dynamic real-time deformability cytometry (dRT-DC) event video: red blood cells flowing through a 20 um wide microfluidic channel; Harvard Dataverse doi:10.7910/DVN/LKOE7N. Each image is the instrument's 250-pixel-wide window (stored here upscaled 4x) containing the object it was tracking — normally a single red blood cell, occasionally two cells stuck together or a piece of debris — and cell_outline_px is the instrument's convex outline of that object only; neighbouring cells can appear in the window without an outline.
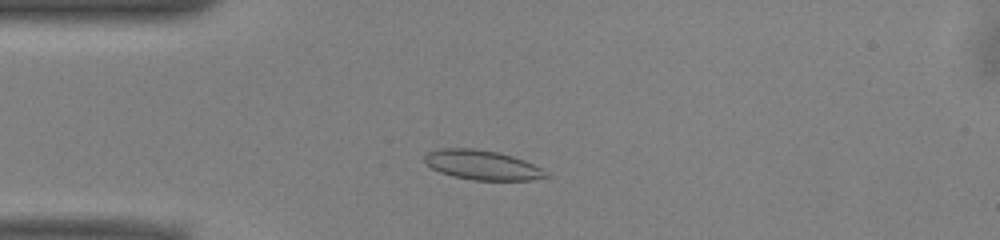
{"species": "common noctule bat (a hibernating species)", "species_latin": "Nyctalus noctula", "temperature_condition": "warm", "stored_images_in_passage": 47, "camera_frame_rate_fps": 3000, "um_per_image_px": 0.085, "animal": {"sex": "male", "body_mass_g": 13.0, "forearm_length_mm": 53.1}, "frame": {"image": 1, "passage_image": 8, "time_ms": 2.333, "image_size_px": [1000, 240], "cell_outline_px": [[552, 176], [532, 180], [472, 180], [452, 176], [440, 172], [432, 168], [424, 160], [424, 156], [428, 152], [440, 148], [476, 148], [496, 152], [512, 156], [524, 160], [540, 168]], "centroid_in_image_um": [40.98, 14.03], "position_along_channel_um": 44.0, "area_um2": 20.87}}
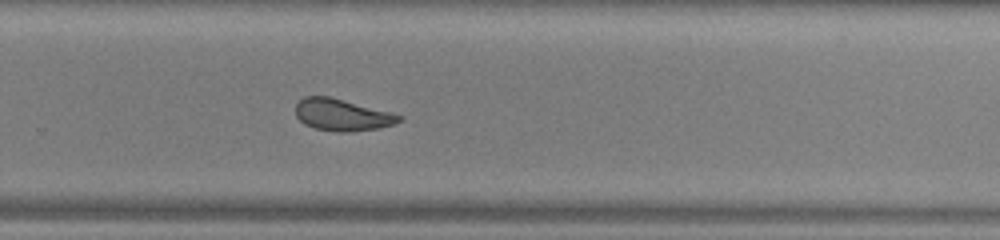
{"frame": {"image": 2, "passage_image": 29, "time_ms": 9.333, "image_size_px": [1000, 240], "cell_outline_px": [[404, 120], [396, 124], [380, 128], [352, 132], [336, 132], [316, 128], [304, 124], [296, 116], [296, 104], [304, 96], [328, 96], [392, 112], [404, 116]], "centroid_in_image_um": [29.14, 9.77], "position_along_channel_um": 300.7, "area_um2": 19.42}}
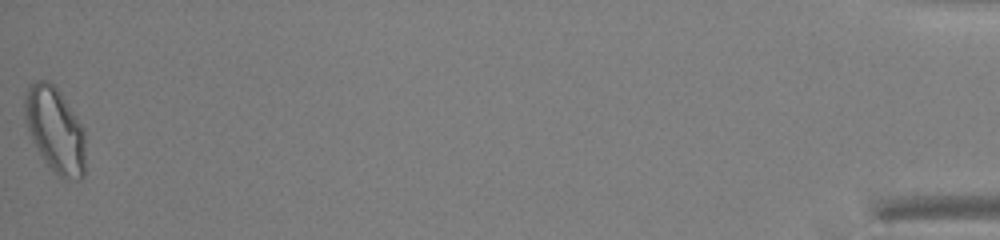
{"frame": {"image": 3, "passage_image": 47, "time_ms": 15.333, "image_size_px": [1000, 240], "cell_outline_px": [[84, 176], [80, 180], [64, 180], [48, 168], [32, 140], [24, 120], [24, 96], [28, 84], [36, 80], [48, 80], [60, 92], [84, 128]], "centroid_in_image_um": [4.66, 11.05], "position_along_channel_um": 430.5, "area_um2": 30.58}, "authors_computed_cell_mechanics": {"area_um2": 20.7502, "velocity_mm_per_s": 3.9228, "shape_relaxation_time_tau1_ms": 6.8594, "shape_relaxation_time_tau2_ms": 1.6505, "deformation_change_tau1": 0.1796, "deformation_change_tau2": 0.0644}}